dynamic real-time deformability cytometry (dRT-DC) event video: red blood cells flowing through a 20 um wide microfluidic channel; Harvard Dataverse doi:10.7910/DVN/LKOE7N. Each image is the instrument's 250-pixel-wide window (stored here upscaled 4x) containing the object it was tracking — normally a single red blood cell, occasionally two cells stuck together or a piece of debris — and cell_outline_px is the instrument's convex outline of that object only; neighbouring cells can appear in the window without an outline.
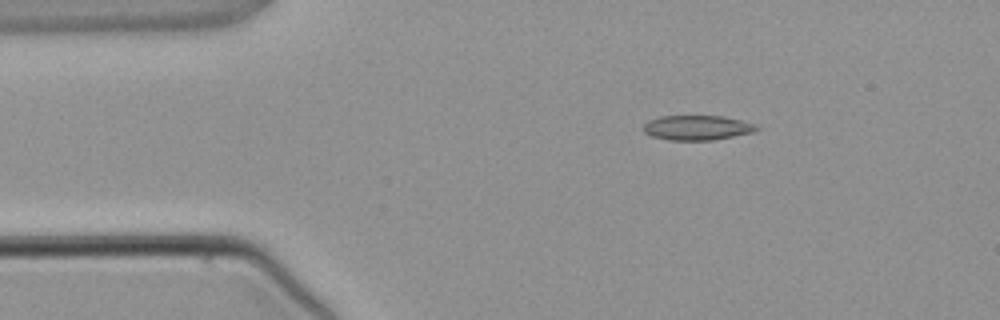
{"species": "common noctule bat (a hibernating species)", "species_latin": "Nyctalus noctula", "temperature_condition": "warm", "stored_images_in_passage": 3, "camera_frame_rate_fps": 3000, "um_per_image_px": 0.085, "animal": {"sex": "male", "body_mass_g": 21.5, "forearm_length_mm": 52.0}, "frame": {"image": 1, "passage_image": 2, "time_ms": 1.333, "image_size_px": [1000, 320], "cell_outline_px": [[760, 128], [756, 132], [712, 140], [668, 140], [652, 136], [644, 132], [640, 128], [648, 120], [660, 116], [724, 116], [760, 124]], "centroid_in_image_um": [59.3, 10.85], "position_along_channel_um": 25.7, "area_um2": 16.7}}